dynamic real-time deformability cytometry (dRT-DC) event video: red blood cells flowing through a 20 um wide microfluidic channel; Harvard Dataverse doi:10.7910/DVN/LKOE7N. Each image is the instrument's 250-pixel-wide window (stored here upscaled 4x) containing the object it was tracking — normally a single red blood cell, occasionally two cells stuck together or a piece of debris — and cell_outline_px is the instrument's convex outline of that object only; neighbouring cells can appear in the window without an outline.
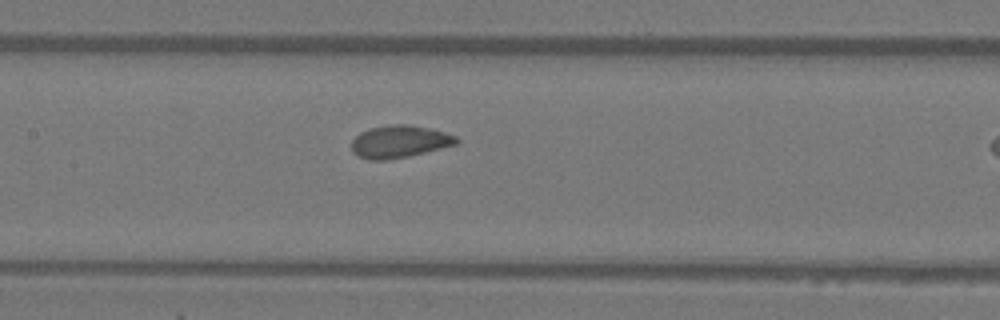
{"species": "Egyptian fruit bat (a non-hibernating species)", "species_latin": "Rousettus aegyptiacus", "temperature_condition": "warm", "stored_images_in_passage": 6, "camera_frame_rate_fps": 3000, "um_per_image_px": 0.085, "animal": {"sex": "female"}, "frame": {"image": 1, "passage_image": 5, "time_ms": 1.333, "image_size_px": [1000, 320], "cell_outline_px": [[460, 140], [456, 144], [408, 156], [388, 160], [368, 160], [352, 152], [352, 140], [360, 132], [368, 128], [388, 124], [412, 124], [432, 128], [456, 136]], "centroid_in_image_um": [33.94, 12.01], "position_along_channel_um": 173.5, "area_um2": 19.94}}